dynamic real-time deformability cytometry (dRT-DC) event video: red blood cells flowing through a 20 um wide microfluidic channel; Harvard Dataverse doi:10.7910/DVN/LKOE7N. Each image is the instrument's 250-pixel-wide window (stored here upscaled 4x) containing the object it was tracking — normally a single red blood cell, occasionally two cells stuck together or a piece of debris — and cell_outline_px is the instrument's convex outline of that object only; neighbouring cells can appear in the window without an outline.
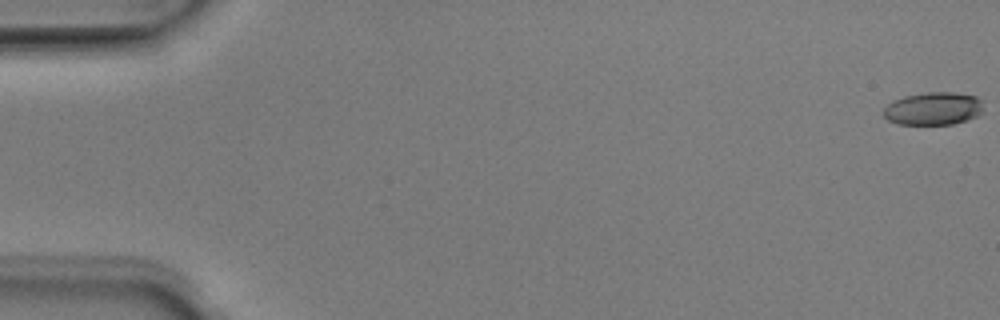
{"species": "Egyptian fruit bat (a non-hibernating species)", "species_latin": "Rousettus aegyptiacus", "temperature_condition": "room temperature", "stored_images_in_passage": 9, "camera_frame_rate_fps": 3000, "um_per_image_px": 0.085, "animal": {"sex": "male"}, "frame": {"image": 1, "passage_image": 1, "time_ms": 0.0, "image_size_px": [1000, 320], "cell_outline_px": [[980, 112], [976, 116], [968, 120], [952, 124], [896, 124], [888, 120], [884, 116], [884, 108], [892, 100], [904, 96], [928, 92], [952, 92], [976, 96], [980, 100]], "centroid_in_image_um": [79.28, 9.23], "position_along_channel_um": 5.7, "area_um2": 18.96}}